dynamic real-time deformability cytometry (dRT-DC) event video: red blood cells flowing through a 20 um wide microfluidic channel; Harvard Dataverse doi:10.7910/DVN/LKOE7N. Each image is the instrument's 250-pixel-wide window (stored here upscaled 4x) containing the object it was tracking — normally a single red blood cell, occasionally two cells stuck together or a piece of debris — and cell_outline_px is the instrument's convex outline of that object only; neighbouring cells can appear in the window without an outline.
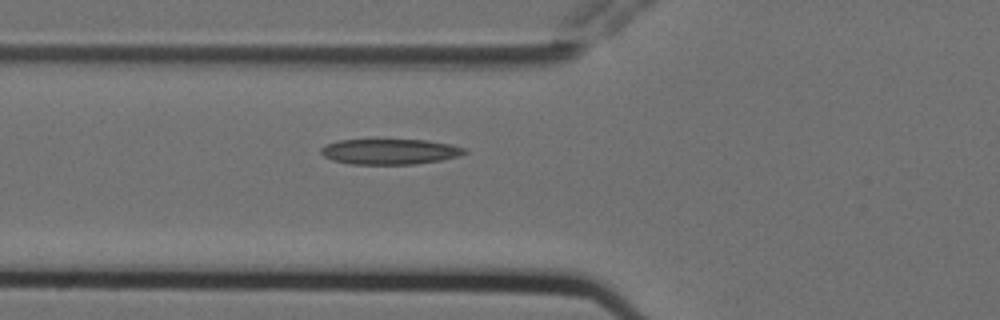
{"species": "Egyptian fruit bat (a non-hibernating species)", "species_latin": "Rousettus aegyptiacus", "temperature_condition": "cold", "stored_images_in_passage": 2, "camera_frame_rate_fps": 3000, "um_per_image_px": 0.085, "animal": {"sex": "female"}, "frame": {"image": 1, "passage_image": 2, "time_ms": 0.333, "image_size_px": [1000, 320], "cell_outline_px": [[468, 152], [460, 156], [440, 160], [416, 164], [352, 164], [332, 160], [324, 156], [320, 152], [320, 148], [328, 144], [340, 140], [424, 140], [452, 144], [468, 148]], "centroid_in_image_um": [33.19, 12.89], "position_along_channel_um": 92.6, "area_um2": 21.33}}